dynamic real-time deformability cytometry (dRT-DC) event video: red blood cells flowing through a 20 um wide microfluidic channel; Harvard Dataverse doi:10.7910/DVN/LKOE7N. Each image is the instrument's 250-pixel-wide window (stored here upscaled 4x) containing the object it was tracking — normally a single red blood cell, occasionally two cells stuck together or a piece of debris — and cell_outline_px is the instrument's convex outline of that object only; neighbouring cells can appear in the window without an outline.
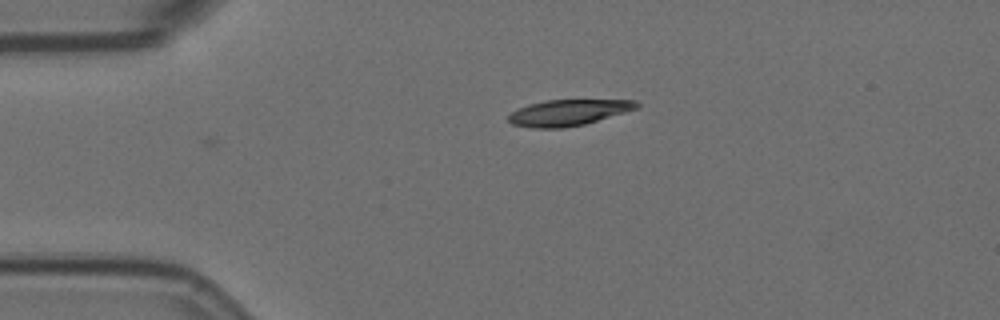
{"species": "Egyptian fruit bat (a non-hibernating species)", "species_latin": "Rousettus aegyptiacus", "temperature_condition": "room temperature", "stored_images_in_passage": 5, "camera_frame_rate_fps": 3000, "um_per_image_px": 0.085, "animal": {"sex": "female"}, "frame": {"image": 1, "passage_image": 5, "time_ms": 1.333, "image_size_px": [1000, 320], "cell_outline_px": [[640, 108], [584, 124], [564, 128], [532, 128], [512, 124], [508, 120], [508, 116], [512, 112], [528, 104], [544, 100], [636, 100], [640, 104]], "centroid_in_image_um": [48.33, 9.57], "position_along_channel_um": 36.7, "area_um2": 19.48}}